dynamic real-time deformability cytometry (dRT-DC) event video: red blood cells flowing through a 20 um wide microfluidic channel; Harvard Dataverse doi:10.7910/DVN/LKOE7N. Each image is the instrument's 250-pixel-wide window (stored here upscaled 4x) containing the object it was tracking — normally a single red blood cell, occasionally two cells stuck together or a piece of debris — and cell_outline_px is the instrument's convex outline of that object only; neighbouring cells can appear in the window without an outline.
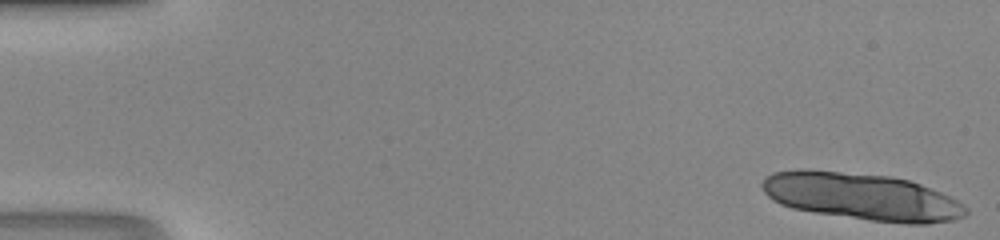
{"species": "human", "species_latin": "Homo sapiens", "temperature_condition": "room temperature", "stored_images_in_passage": 14, "camera_frame_rate_fps": 3000, "um_per_image_px": 0.085, "donor": {"sex": "male"}, "frame": {"image": 1, "passage_image": 1, "time_ms": 0.0, "image_size_px": [1000, 240], "cell_outline_px": [[968, 212], [964, 216], [952, 220], [928, 224], [908, 224], [872, 220], [816, 212], [792, 208], [780, 204], [772, 200], [764, 192], [760, 184], [764, 176], [772, 172], [804, 168], [808, 168], [888, 176], [908, 180], [920, 184], [952, 196], [968, 208]], "centroid_in_image_um": [73.22, 16.69], "position_along_channel_um": 11.8, "area_um2": 56.18}}